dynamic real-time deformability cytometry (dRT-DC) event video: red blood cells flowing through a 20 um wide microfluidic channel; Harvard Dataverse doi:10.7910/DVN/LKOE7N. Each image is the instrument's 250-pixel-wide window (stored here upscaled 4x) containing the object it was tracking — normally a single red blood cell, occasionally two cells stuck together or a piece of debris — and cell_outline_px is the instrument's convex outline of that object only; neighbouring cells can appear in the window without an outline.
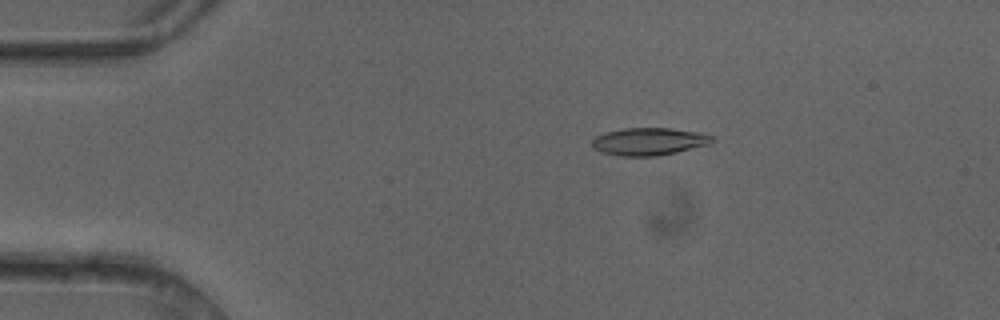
{"species": "common noctule bat (a hibernating species)", "species_latin": "Nyctalus noctula", "temperature_condition": "cold", "stored_images_in_passage": 49, "camera_frame_rate_fps": 3000, "um_per_image_px": 0.085, "animal": {"sex": "female"}, "frame": {"image": 1, "passage_image": 9, "time_ms": 2.667, "image_size_px": [1000, 320], "cell_outline_px": [[716, 140], [708, 144], [660, 156], [620, 156], [600, 152], [592, 148], [592, 140], [596, 136], [604, 132], [624, 128], [672, 128], [696, 132], [712, 136]], "centroid_in_image_um": [55.11, 12.03], "position_along_channel_um": 29.9, "area_um2": 19.31}}
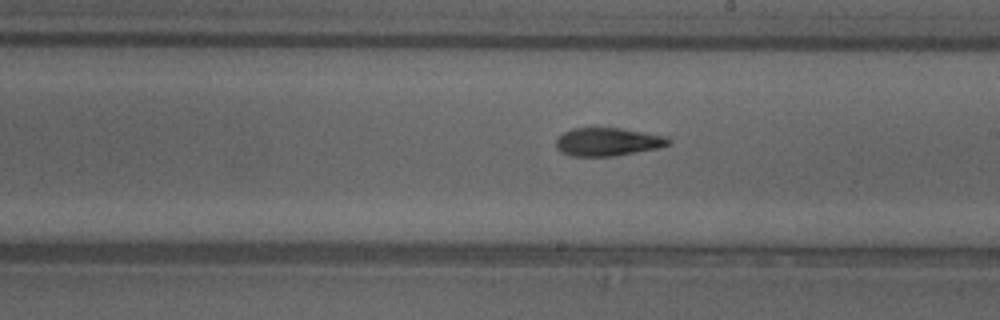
{"frame": {"image": 2, "passage_image": 28, "time_ms": 9.0, "image_size_px": [1000, 320], "cell_outline_px": [[672, 144], [660, 148], [612, 156], [572, 156], [560, 152], [556, 148], [556, 140], [564, 132], [572, 128], [620, 128], [668, 136], [672, 140]], "centroid_in_image_um": [51.7, 12.05], "position_along_channel_um": 237.3, "area_um2": 18.61}}
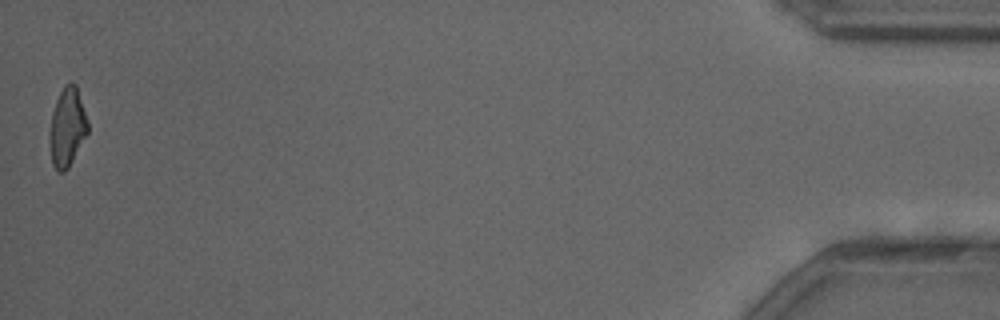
{"frame": {"image": 3, "passage_image": 49, "time_ms": 16.0, "image_size_px": [1000, 320], "cell_outline_px": [[88, 132], [68, 168], [64, 172], [56, 172], [52, 164], [48, 140], [48, 132], [52, 112], [56, 100], [64, 84], [72, 80], [76, 84], [88, 120]], "centroid_in_image_um": [5.69, 10.81], "position_along_channel_um": 429.5, "area_um2": 17.92}, "authors_computed_cell_mechanics": {"area_um2": 18.6116, "velocity_mm_per_s": 4.1569, "shape_relaxation_time_tau1_ms": 4.8806, "shape_relaxation_time_tau2_ms": 3.3738, "deformation_change_tau1": 0.1513, "deformation_change_tau2": 0.1337}}